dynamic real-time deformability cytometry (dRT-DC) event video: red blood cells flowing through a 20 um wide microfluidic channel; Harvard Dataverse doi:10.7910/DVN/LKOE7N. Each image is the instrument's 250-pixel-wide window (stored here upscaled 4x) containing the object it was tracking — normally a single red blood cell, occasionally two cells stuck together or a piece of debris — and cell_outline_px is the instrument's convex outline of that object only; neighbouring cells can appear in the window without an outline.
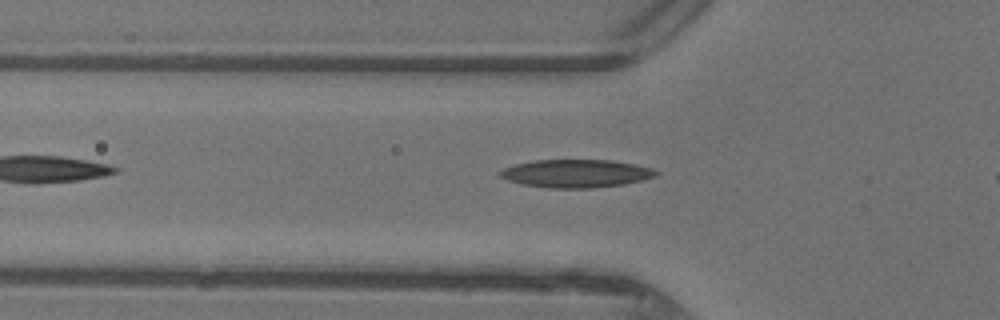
{"species": "common noctule bat (a hibernating species)", "species_latin": "Nyctalus noctula", "temperature_condition": "warm", "stored_images_in_passage": 32, "camera_frame_rate_fps": 3000, "um_per_image_px": 0.085, "animal": {"sex": "female"}, "frame": {"image": 1, "passage_image": 7, "time_ms": 2.0, "image_size_px": [1000, 320], "cell_outline_px": [[660, 172], [656, 176], [624, 184], [588, 188], [548, 188], [524, 184], [508, 180], [500, 176], [496, 172], [504, 168], [516, 164], [532, 160], [612, 160], [636, 164], [652, 168]], "centroid_in_image_um": [48.96, 14.74], "position_along_channel_um": 76.8, "area_um2": 25.43}}
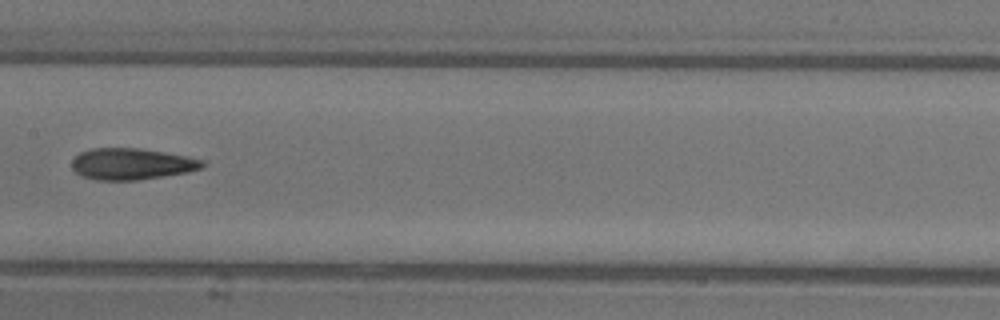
{"frame": {"image": 2, "passage_image": 15, "time_ms": 4.667, "image_size_px": [1000, 320], "cell_outline_px": [[208, 164], [200, 168], [188, 172], [164, 176], [136, 180], [96, 180], [80, 176], [72, 168], [72, 160], [80, 152], [92, 148], [140, 148], [164, 152], [204, 160]], "centroid_in_image_um": [11.18, 13.94], "position_along_channel_um": 196.2, "area_um2": 23.93}}
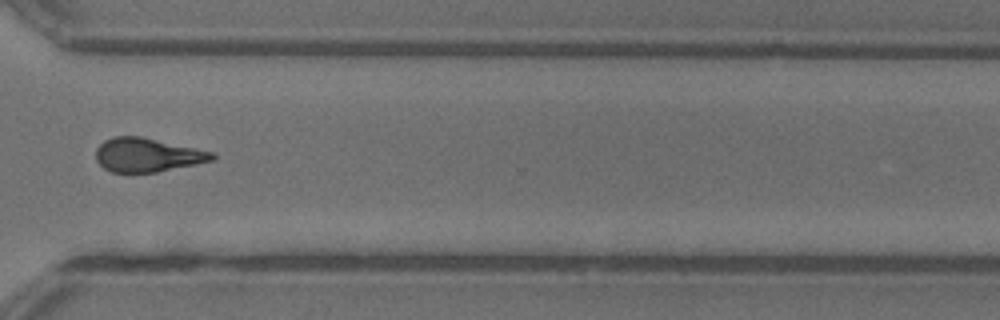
{"frame": {"image": 3, "passage_image": 26, "time_ms": 8.333, "image_size_px": [1000, 320], "cell_outline_px": [[216, 156], [212, 160], [196, 164], [156, 172], [112, 172], [104, 168], [96, 160], [96, 148], [104, 140], [112, 136], [140, 136], [196, 148], [212, 152]], "centroid_in_image_um": [12.49, 13.16], "position_along_channel_um": 358.1, "area_um2": 22.77}}